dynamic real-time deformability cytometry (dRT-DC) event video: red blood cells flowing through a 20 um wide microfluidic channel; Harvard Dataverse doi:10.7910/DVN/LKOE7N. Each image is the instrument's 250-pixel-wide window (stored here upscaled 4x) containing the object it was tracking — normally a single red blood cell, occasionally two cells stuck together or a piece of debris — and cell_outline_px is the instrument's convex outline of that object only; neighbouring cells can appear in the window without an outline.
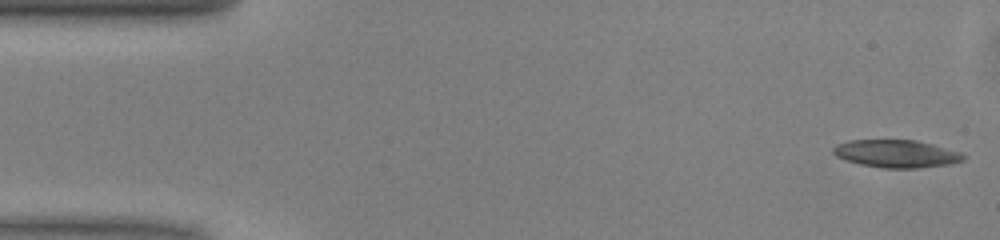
{"species": "common noctule bat (a hibernating species)", "species_latin": "Nyctalus noctula", "temperature_condition": "warm", "stored_images_in_passage": 49, "camera_frame_rate_fps": 3000, "um_per_image_px": 0.085, "animal": {"sex": "male", "body_mass_g": 13.0, "forearm_length_mm": 53.1}, "frame": {"image": 1, "passage_image": 1, "time_ms": 0.0, "image_size_px": [1000, 240], "cell_outline_px": [[968, 156], [964, 160], [952, 164], [916, 168], [880, 168], [860, 164], [844, 160], [836, 156], [832, 152], [832, 148], [836, 144], [848, 140], [916, 140], [932, 144], [960, 152]], "centroid_in_image_um": [76.18, 13.07], "position_along_channel_um": 8.8, "area_um2": 21.21}}
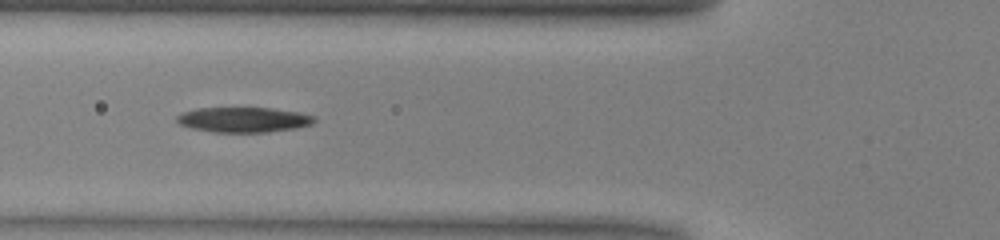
{"frame": {"image": 2, "passage_image": 17, "time_ms": 5.333, "image_size_px": [1000, 240], "cell_outline_px": [[316, 120], [312, 124], [296, 128], [268, 132], [216, 132], [192, 128], [180, 124], [176, 120], [176, 116], [184, 112], [196, 108], [268, 108], [300, 112], [316, 116]], "centroid_in_image_um": [20.74, 10.17], "position_along_channel_um": 105.1, "area_um2": 20.06}}
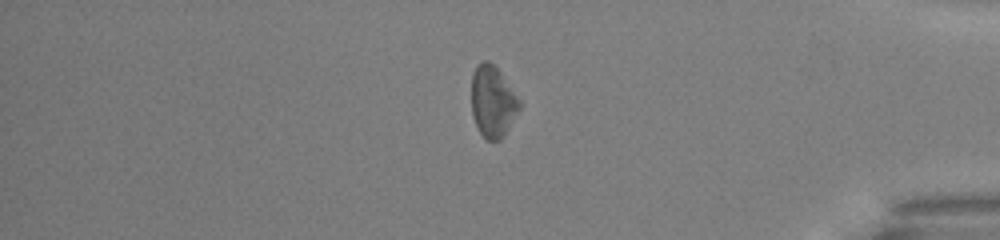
{"frame": {"image": 3, "passage_image": 41, "time_ms": 13.333, "image_size_px": [1000, 240], "cell_outline_px": [[520, 108], [504, 136], [500, 140], [488, 140], [480, 132], [472, 116], [472, 72], [476, 64], [480, 60], [488, 60], [500, 72], [520, 100]], "centroid_in_image_um": [41.87, 8.61], "position_along_channel_um": 393.3, "area_um2": 19.88}, "authors_computed_cell_mechanics": {"area_um2": 20.8658, "velocity_mm_per_s": 4.0468, "shape_relaxation_time_tau1_ms": 3.927, "shape_relaxation_time_tau2_ms": null, "deformation_change_tau1": 0.1057, "deformation_change_tau2": null}}